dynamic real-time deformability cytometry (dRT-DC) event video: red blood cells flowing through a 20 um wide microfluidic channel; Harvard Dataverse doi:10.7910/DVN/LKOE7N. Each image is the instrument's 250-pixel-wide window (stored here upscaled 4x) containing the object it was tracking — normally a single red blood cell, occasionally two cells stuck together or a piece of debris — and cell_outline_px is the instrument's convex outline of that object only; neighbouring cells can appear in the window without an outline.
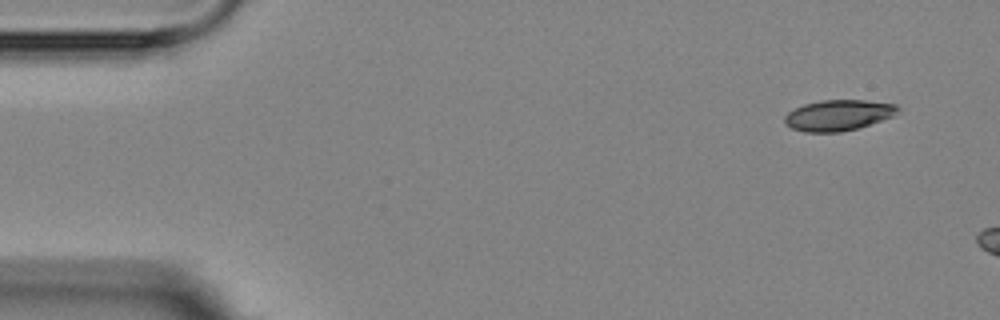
{"species": "Egyptian fruit bat (a non-hibernating species)", "species_latin": "Rousettus aegyptiacus", "temperature_condition": "room temperature", "stored_images_in_passage": 3, "camera_frame_rate_fps": 3000, "um_per_image_px": 0.085, "animal": {"sex": "female"}, "frame": {"image": 1, "passage_image": 1, "time_ms": 0.0, "image_size_px": [1000, 320], "cell_outline_px": [[900, 112], [892, 116], [856, 128], [840, 132], [804, 132], [792, 128], [784, 120], [784, 116], [788, 112], [804, 104], [820, 100], [864, 100], [896, 104], [900, 108]], "centroid_in_image_um": [71.26, 9.78], "position_along_channel_um": 13.7, "area_um2": 20.11}}